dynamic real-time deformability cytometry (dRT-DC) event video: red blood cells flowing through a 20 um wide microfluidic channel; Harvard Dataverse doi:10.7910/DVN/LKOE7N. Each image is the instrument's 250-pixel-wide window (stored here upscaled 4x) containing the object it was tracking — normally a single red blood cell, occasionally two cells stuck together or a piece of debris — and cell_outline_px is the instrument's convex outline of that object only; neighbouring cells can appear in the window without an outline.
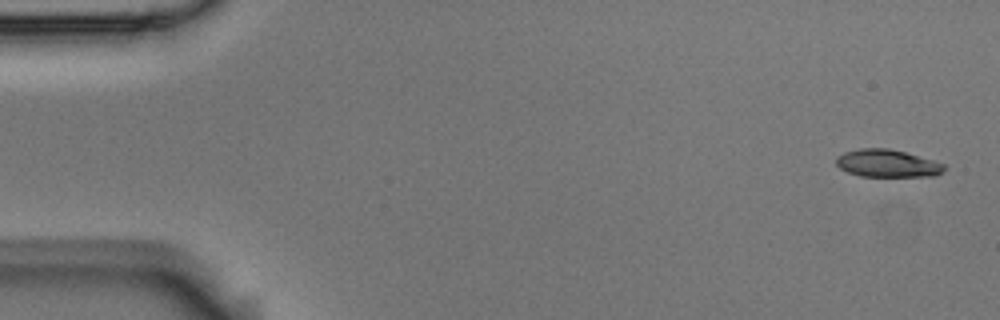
{"species": "Egyptian fruit bat (a non-hibernating species)", "species_latin": "Rousettus aegyptiacus", "temperature_condition": "room temperature", "stored_images_in_passage": 4, "camera_frame_rate_fps": 3000, "um_per_image_px": 0.085, "animal": {"sex": "male"}, "frame": {"image": 1, "passage_image": 1, "time_ms": 0.0, "image_size_px": [1000, 320], "cell_outline_px": [[944, 168], [936, 176], [860, 176], [848, 172], [840, 168], [836, 164], [836, 156], [844, 152], [860, 148], [888, 148], [904, 152], [932, 160], [944, 164]], "centroid_in_image_um": [75.37, 13.88], "position_along_channel_um": 9.6, "area_um2": 17.17}}
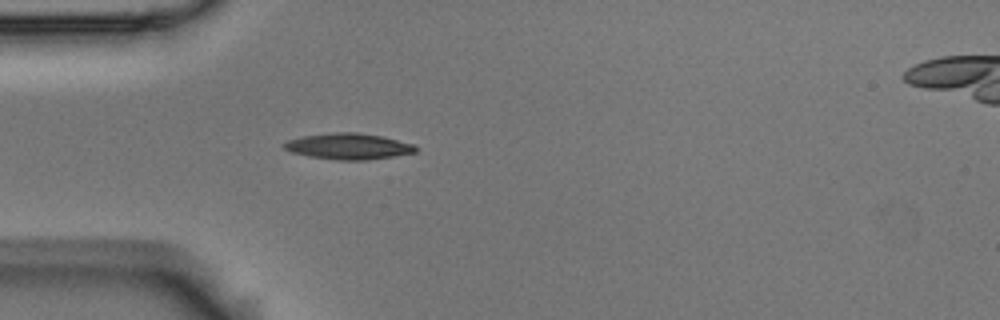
{"frame": {"image": 2, "passage_image": 4, "time_ms": 1.0, "image_size_px": [1000, 320], "cell_outline_px": [[416, 152], [396, 156], [368, 160], [336, 160], [308, 156], [292, 152], [284, 148], [280, 144], [288, 140], [304, 136], [336, 132], [356, 132], [380, 136], [412, 144], [416, 148]], "centroid_in_image_um": [29.59, 12.45], "position_along_channel_um": 55.4, "area_um2": 19.83}}